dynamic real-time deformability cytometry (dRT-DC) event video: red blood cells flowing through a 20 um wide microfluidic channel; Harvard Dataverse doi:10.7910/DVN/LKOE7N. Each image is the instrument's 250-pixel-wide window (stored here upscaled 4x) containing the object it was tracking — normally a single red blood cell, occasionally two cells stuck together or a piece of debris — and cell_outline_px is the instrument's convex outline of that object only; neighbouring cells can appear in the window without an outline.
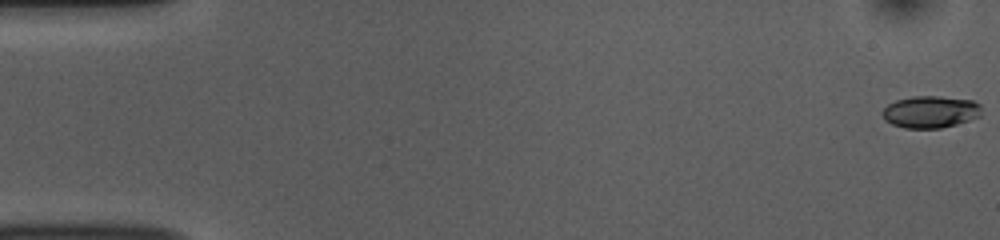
{"species": "common noctule bat (a hibernating species)", "species_latin": "Nyctalus noctula", "temperature_condition": "room temperature", "stored_images_in_passage": 53, "camera_frame_rate_fps": 3000, "um_per_image_px": 0.085, "animal": {"sex": "female", "body_mass_g": 10.0, "forearm_length_mm": 53.1}, "frame": {"image": 1, "passage_image": 1, "time_ms": 0.0, "image_size_px": [1000, 240], "cell_outline_px": [[980, 116], [956, 124], [940, 128], [904, 128], [892, 124], [884, 120], [880, 112], [888, 104], [896, 100], [912, 96], [940, 96], [972, 100], [980, 104]], "centroid_in_image_um": [79.04, 9.5], "position_along_channel_um": 6.0, "area_um2": 18.55}}
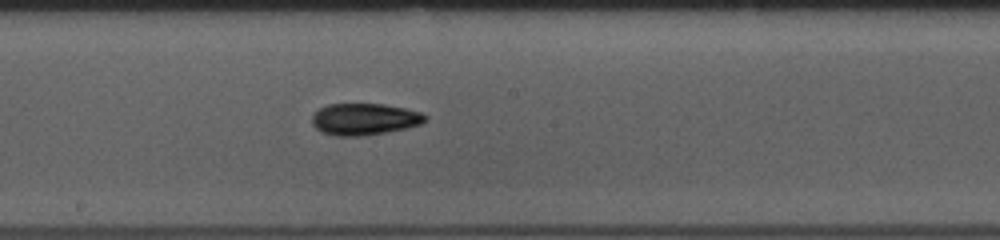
{"frame": {"image": 2, "passage_image": 29, "time_ms": 9.333, "image_size_px": [1000, 240], "cell_outline_px": [[428, 120], [420, 124], [404, 128], [364, 136], [336, 136], [320, 132], [312, 124], [312, 112], [328, 104], [384, 104], [404, 108], [420, 112], [428, 116]], "centroid_in_image_um": [30.94, 10.13], "position_along_channel_um": 217.3, "area_um2": 20.98}}
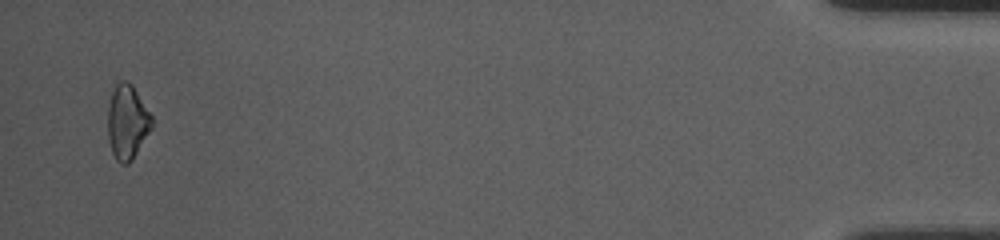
{"frame": {"image": 3, "passage_image": 52, "time_ms": 17.0, "image_size_px": [1000, 240], "cell_outline_px": [[152, 128], [132, 160], [128, 164], [120, 164], [116, 160], [112, 152], [108, 140], [108, 108], [112, 92], [116, 84], [120, 80], [128, 80], [132, 84], [152, 116]], "centroid_in_image_um": [10.81, 10.38], "position_along_channel_um": 424.4, "area_um2": 19.13}, "authors_computed_cell_mechanics": {"area_um2": 19.1318, "velocity_mm_per_s": 3.7953, "shape_relaxation_time_tau1_ms": 5.0404, "shape_relaxation_time_tau2_ms": 8.956, "deformation_change_tau1": 0.159, "deformation_change_tau2": 0.1792}}